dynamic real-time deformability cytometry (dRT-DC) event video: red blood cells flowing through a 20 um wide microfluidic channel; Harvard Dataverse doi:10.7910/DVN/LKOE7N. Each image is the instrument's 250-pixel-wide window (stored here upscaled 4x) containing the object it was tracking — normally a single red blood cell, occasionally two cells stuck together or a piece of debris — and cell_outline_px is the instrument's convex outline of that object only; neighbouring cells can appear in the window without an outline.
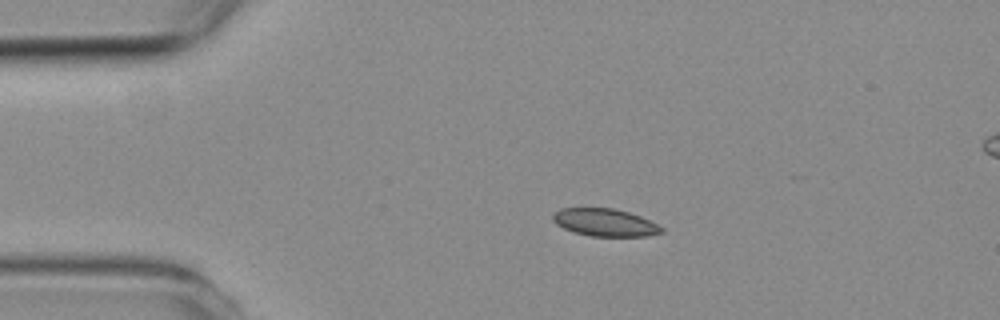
{"species": "common noctule bat (a hibernating species)", "species_latin": "Nyctalus noctula", "temperature_condition": "room temperature", "stored_images_in_passage": 4, "camera_frame_rate_fps": 3000, "um_per_image_px": 0.085, "animal": {"sex": "female", "body_mass_g": 19.3, "forearm_length_mm": 54.1}, "frame": {"image": 1, "passage_image": 2, "time_ms": 1.333, "image_size_px": [1000, 320], "cell_outline_px": [[664, 232], [648, 236], [588, 236], [572, 232], [556, 224], [552, 220], [552, 216], [560, 208], [612, 208], [628, 212], [640, 216], [664, 228]], "centroid_in_image_um": [51.4, 18.92], "position_along_channel_um": 33.6, "area_um2": 17.46}}